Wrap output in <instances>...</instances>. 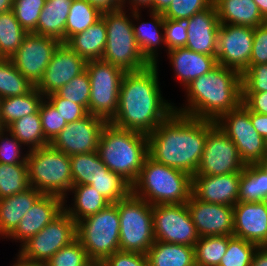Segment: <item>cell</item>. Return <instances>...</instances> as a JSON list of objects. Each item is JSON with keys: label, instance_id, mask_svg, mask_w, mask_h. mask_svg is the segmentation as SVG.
Returning <instances> with one entry per match:
<instances>
[{"label": "cell", "instance_id": "cell-1", "mask_svg": "<svg viewBox=\"0 0 267 266\" xmlns=\"http://www.w3.org/2000/svg\"><path fill=\"white\" fill-rule=\"evenodd\" d=\"M161 92L157 64L126 72L119 90L118 109L109 123L149 135L174 112V105Z\"/></svg>", "mask_w": 267, "mask_h": 266}, {"label": "cell", "instance_id": "cell-2", "mask_svg": "<svg viewBox=\"0 0 267 266\" xmlns=\"http://www.w3.org/2000/svg\"><path fill=\"white\" fill-rule=\"evenodd\" d=\"M215 121L173 112L148 137V156L154 161L196 174L208 132Z\"/></svg>", "mask_w": 267, "mask_h": 266}, {"label": "cell", "instance_id": "cell-3", "mask_svg": "<svg viewBox=\"0 0 267 266\" xmlns=\"http://www.w3.org/2000/svg\"><path fill=\"white\" fill-rule=\"evenodd\" d=\"M185 89L187 104L184 108L174 106V112L186 116L216 122L242 104L241 74L220 64L191 81Z\"/></svg>", "mask_w": 267, "mask_h": 266}, {"label": "cell", "instance_id": "cell-4", "mask_svg": "<svg viewBox=\"0 0 267 266\" xmlns=\"http://www.w3.org/2000/svg\"><path fill=\"white\" fill-rule=\"evenodd\" d=\"M97 153L109 170L132 185L148 156V137L107 123L102 130Z\"/></svg>", "mask_w": 267, "mask_h": 266}, {"label": "cell", "instance_id": "cell-5", "mask_svg": "<svg viewBox=\"0 0 267 266\" xmlns=\"http://www.w3.org/2000/svg\"><path fill=\"white\" fill-rule=\"evenodd\" d=\"M132 194L151 205L186 203L192 195V176L147 156Z\"/></svg>", "mask_w": 267, "mask_h": 266}, {"label": "cell", "instance_id": "cell-6", "mask_svg": "<svg viewBox=\"0 0 267 266\" xmlns=\"http://www.w3.org/2000/svg\"><path fill=\"white\" fill-rule=\"evenodd\" d=\"M125 14V9L122 8L102 13L107 40L101 60L125 72H134L145 69L151 63L137 45L133 32V20Z\"/></svg>", "mask_w": 267, "mask_h": 266}, {"label": "cell", "instance_id": "cell-7", "mask_svg": "<svg viewBox=\"0 0 267 266\" xmlns=\"http://www.w3.org/2000/svg\"><path fill=\"white\" fill-rule=\"evenodd\" d=\"M27 167L29 183L42 194L66 197L73 186L70 156L51 144L28 151Z\"/></svg>", "mask_w": 267, "mask_h": 266}, {"label": "cell", "instance_id": "cell-8", "mask_svg": "<svg viewBox=\"0 0 267 266\" xmlns=\"http://www.w3.org/2000/svg\"><path fill=\"white\" fill-rule=\"evenodd\" d=\"M118 202L76 223V237L92 262H103L120 250Z\"/></svg>", "mask_w": 267, "mask_h": 266}, {"label": "cell", "instance_id": "cell-9", "mask_svg": "<svg viewBox=\"0 0 267 266\" xmlns=\"http://www.w3.org/2000/svg\"><path fill=\"white\" fill-rule=\"evenodd\" d=\"M121 251L146 254L155 241L152 205L132 193L118 201Z\"/></svg>", "mask_w": 267, "mask_h": 266}, {"label": "cell", "instance_id": "cell-10", "mask_svg": "<svg viewBox=\"0 0 267 266\" xmlns=\"http://www.w3.org/2000/svg\"><path fill=\"white\" fill-rule=\"evenodd\" d=\"M91 93L89 113L108 123L115 116L119 104V90L125 71L102 60L86 63Z\"/></svg>", "mask_w": 267, "mask_h": 266}, {"label": "cell", "instance_id": "cell-11", "mask_svg": "<svg viewBox=\"0 0 267 266\" xmlns=\"http://www.w3.org/2000/svg\"><path fill=\"white\" fill-rule=\"evenodd\" d=\"M76 222L64 210L40 232L26 241L18 254L26 261L45 264L76 237Z\"/></svg>", "mask_w": 267, "mask_h": 266}, {"label": "cell", "instance_id": "cell-12", "mask_svg": "<svg viewBox=\"0 0 267 266\" xmlns=\"http://www.w3.org/2000/svg\"><path fill=\"white\" fill-rule=\"evenodd\" d=\"M216 124L236 145L246 165L258 164L265 158L266 140L255 130L250 119V110L243 103L223 114Z\"/></svg>", "mask_w": 267, "mask_h": 266}, {"label": "cell", "instance_id": "cell-13", "mask_svg": "<svg viewBox=\"0 0 267 266\" xmlns=\"http://www.w3.org/2000/svg\"><path fill=\"white\" fill-rule=\"evenodd\" d=\"M155 240L194 246L199 240L186 203L152 205Z\"/></svg>", "mask_w": 267, "mask_h": 266}, {"label": "cell", "instance_id": "cell-14", "mask_svg": "<svg viewBox=\"0 0 267 266\" xmlns=\"http://www.w3.org/2000/svg\"><path fill=\"white\" fill-rule=\"evenodd\" d=\"M245 166L236 145L216 124L208 132L195 175L241 173Z\"/></svg>", "mask_w": 267, "mask_h": 266}, {"label": "cell", "instance_id": "cell-15", "mask_svg": "<svg viewBox=\"0 0 267 266\" xmlns=\"http://www.w3.org/2000/svg\"><path fill=\"white\" fill-rule=\"evenodd\" d=\"M60 43L58 39L49 36L27 33L11 60L18 71L36 87Z\"/></svg>", "mask_w": 267, "mask_h": 266}, {"label": "cell", "instance_id": "cell-16", "mask_svg": "<svg viewBox=\"0 0 267 266\" xmlns=\"http://www.w3.org/2000/svg\"><path fill=\"white\" fill-rule=\"evenodd\" d=\"M254 28L220 24L217 34V64L236 70L241 75L248 69Z\"/></svg>", "mask_w": 267, "mask_h": 266}, {"label": "cell", "instance_id": "cell-17", "mask_svg": "<svg viewBox=\"0 0 267 266\" xmlns=\"http://www.w3.org/2000/svg\"><path fill=\"white\" fill-rule=\"evenodd\" d=\"M107 123L105 119L89 113L80 120L68 123L50 144L68 156L96 152Z\"/></svg>", "mask_w": 267, "mask_h": 266}, {"label": "cell", "instance_id": "cell-18", "mask_svg": "<svg viewBox=\"0 0 267 266\" xmlns=\"http://www.w3.org/2000/svg\"><path fill=\"white\" fill-rule=\"evenodd\" d=\"M87 61L80 57L67 44L61 42L35 87L44 97L56 93L74 77L86 70Z\"/></svg>", "mask_w": 267, "mask_h": 266}, {"label": "cell", "instance_id": "cell-19", "mask_svg": "<svg viewBox=\"0 0 267 266\" xmlns=\"http://www.w3.org/2000/svg\"><path fill=\"white\" fill-rule=\"evenodd\" d=\"M186 205L199 237L233 235V206L204 202L193 195Z\"/></svg>", "mask_w": 267, "mask_h": 266}, {"label": "cell", "instance_id": "cell-20", "mask_svg": "<svg viewBox=\"0 0 267 266\" xmlns=\"http://www.w3.org/2000/svg\"><path fill=\"white\" fill-rule=\"evenodd\" d=\"M240 175H193L192 195L204 202L234 206L238 203Z\"/></svg>", "mask_w": 267, "mask_h": 266}, {"label": "cell", "instance_id": "cell-21", "mask_svg": "<svg viewBox=\"0 0 267 266\" xmlns=\"http://www.w3.org/2000/svg\"><path fill=\"white\" fill-rule=\"evenodd\" d=\"M63 207L64 199L62 197L42 194L24 214L18 227L8 239L19 240L21 243L20 246H22L55 219L64 210Z\"/></svg>", "mask_w": 267, "mask_h": 266}, {"label": "cell", "instance_id": "cell-22", "mask_svg": "<svg viewBox=\"0 0 267 266\" xmlns=\"http://www.w3.org/2000/svg\"><path fill=\"white\" fill-rule=\"evenodd\" d=\"M233 236L261 247L267 240V206L264 202H238L233 206Z\"/></svg>", "mask_w": 267, "mask_h": 266}, {"label": "cell", "instance_id": "cell-23", "mask_svg": "<svg viewBox=\"0 0 267 266\" xmlns=\"http://www.w3.org/2000/svg\"><path fill=\"white\" fill-rule=\"evenodd\" d=\"M220 27L215 5L189 18L186 48L191 51L216 56L217 34Z\"/></svg>", "mask_w": 267, "mask_h": 266}, {"label": "cell", "instance_id": "cell-24", "mask_svg": "<svg viewBox=\"0 0 267 266\" xmlns=\"http://www.w3.org/2000/svg\"><path fill=\"white\" fill-rule=\"evenodd\" d=\"M170 63L176 79L184 88L197 77L207 74L217 65L216 56L191 51L186 47H178L168 51Z\"/></svg>", "mask_w": 267, "mask_h": 266}, {"label": "cell", "instance_id": "cell-25", "mask_svg": "<svg viewBox=\"0 0 267 266\" xmlns=\"http://www.w3.org/2000/svg\"><path fill=\"white\" fill-rule=\"evenodd\" d=\"M42 193L35 188L0 199V237L8 238Z\"/></svg>", "mask_w": 267, "mask_h": 266}, {"label": "cell", "instance_id": "cell-26", "mask_svg": "<svg viewBox=\"0 0 267 266\" xmlns=\"http://www.w3.org/2000/svg\"><path fill=\"white\" fill-rule=\"evenodd\" d=\"M220 24L256 28L267 21L253 0H213Z\"/></svg>", "mask_w": 267, "mask_h": 266}, {"label": "cell", "instance_id": "cell-27", "mask_svg": "<svg viewBox=\"0 0 267 266\" xmlns=\"http://www.w3.org/2000/svg\"><path fill=\"white\" fill-rule=\"evenodd\" d=\"M107 40L103 18L83 32L71 36L65 44L86 61L101 60Z\"/></svg>", "mask_w": 267, "mask_h": 266}, {"label": "cell", "instance_id": "cell-28", "mask_svg": "<svg viewBox=\"0 0 267 266\" xmlns=\"http://www.w3.org/2000/svg\"><path fill=\"white\" fill-rule=\"evenodd\" d=\"M73 0H46L36 27V34L65 43V25Z\"/></svg>", "mask_w": 267, "mask_h": 266}, {"label": "cell", "instance_id": "cell-29", "mask_svg": "<svg viewBox=\"0 0 267 266\" xmlns=\"http://www.w3.org/2000/svg\"><path fill=\"white\" fill-rule=\"evenodd\" d=\"M151 22H143L140 25H133V32L137 45L144 57L151 63H158L157 48L163 43L165 45L164 17L162 13L150 12ZM158 46V47H157Z\"/></svg>", "mask_w": 267, "mask_h": 266}, {"label": "cell", "instance_id": "cell-30", "mask_svg": "<svg viewBox=\"0 0 267 266\" xmlns=\"http://www.w3.org/2000/svg\"><path fill=\"white\" fill-rule=\"evenodd\" d=\"M146 256L149 266H196L194 246L155 240Z\"/></svg>", "mask_w": 267, "mask_h": 266}, {"label": "cell", "instance_id": "cell-31", "mask_svg": "<svg viewBox=\"0 0 267 266\" xmlns=\"http://www.w3.org/2000/svg\"><path fill=\"white\" fill-rule=\"evenodd\" d=\"M44 98L43 94L33 87L25 95L0 99V121L3 128L6 129L24 116L37 113Z\"/></svg>", "mask_w": 267, "mask_h": 266}, {"label": "cell", "instance_id": "cell-32", "mask_svg": "<svg viewBox=\"0 0 267 266\" xmlns=\"http://www.w3.org/2000/svg\"><path fill=\"white\" fill-rule=\"evenodd\" d=\"M70 192L74 193L73 207H70V205L67 206V204L64 202L63 208L64 211L70 215L76 223L88 216L96 214L101 209H104L111 204L90 185H73L70 189Z\"/></svg>", "mask_w": 267, "mask_h": 266}, {"label": "cell", "instance_id": "cell-33", "mask_svg": "<svg viewBox=\"0 0 267 266\" xmlns=\"http://www.w3.org/2000/svg\"><path fill=\"white\" fill-rule=\"evenodd\" d=\"M267 195V172L259 164H247L241 171L238 202H263Z\"/></svg>", "mask_w": 267, "mask_h": 266}, {"label": "cell", "instance_id": "cell-34", "mask_svg": "<svg viewBox=\"0 0 267 266\" xmlns=\"http://www.w3.org/2000/svg\"><path fill=\"white\" fill-rule=\"evenodd\" d=\"M21 144L29 146L28 151L47 146L50 143L45 139L39 111L24 116L6 128Z\"/></svg>", "mask_w": 267, "mask_h": 266}, {"label": "cell", "instance_id": "cell-35", "mask_svg": "<svg viewBox=\"0 0 267 266\" xmlns=\"http://www.w3.org/2000/svg\"><path fill=\"white\" fill-rule=\"evenodd\" d=\"M70 164L73 185H91L95 178L109 171L97 151L71 155Z\"/></svg>", "mask_w": 267, "mask_h": 266}, {"label": "cell", "instance_id": "cell-36", "mask_svg": "<svg viewBox=\"0 0 267 266\" xmlns=\"http://www.w3.org/2000/svg\"><path fill=\"white\" fill-rule=\"evenodd\" d=\"M102 11L87 0H73L65 25V42L102 18Z\"/></svg>", "mask_w": 267, "mask_h": 266}, {"label": "cell", "instance_id": "cell-37", "mask_svg": "<svg viewBox=\"0 0 267 266\" xmlns=\"http://www.w3.org/2000/svg\"><path fill=\"white\" fill-rule=\"evenodd\" d=\"M27 33L19 24L13 10L0 13V56L11 58Z\"/></svg>", "mask_w": 267, "mask_h": 266}, {"label": "cell", "instance_id": "cell-38", "mask_svg": "<svg viewBox=\"0 0 267 266\" xmlns=\"http://www.w3.org/2000/svg\"><path fill=\"white\" fill-rule=\"evenodd\" d=\"M33 85L14 66L11 58L0 59V99L27 94Z\"/></svg>", "mask_w": 267, "mask_h": 266}, {"label": "cell", "instance_id": "cell-39", "mask_svg": "<svg viewBox=\"0 0 267 266\" xmlns=\"http://www.w3.org/2000/svg\"><path fill=\"white\" fill-rule=\"evenodd\" d=\"M228 245V235L200 237L194 245L196 266H219Z\"/></svg>", "mask_w": 267, "mask_h": 266}, {"label": "cell", "instance_id": "cell-40", "mask_svg": "<svg viewBox=\"0 0 267 266\" xmlns=\"http://www.w3.org/2000/svg\"><path fill=\"white\" fill-rule=\"evenodd\" d=\"M27 164L0 163V199L29 189Z\"/></svg>", "mask_w": 267, "mask_h": 266}, {"label": "cell", "instance_id": "cell-41", "mask_svg": "<svg viewBox=\"0 0 267 266\" xmlns=\"http://www.w3.org/2000/svg\"><path fill=\"white\" fill-rule=\"evenodd\" d=\"M90 186L110 203H117L132 193V185L111 170L95 178Z\"/></svg>", "mask_w": 267, "mask_h": 266}, {"label": "cell", "instance_id": "cell-42", "mask_svg": "<svg viewBox=\"0 0 267 266\" xmlns=\"http://www.w3.org/2000/svg\"><path fill=\"white\" fill-rule=\"evenodd\" d=\"M258 245L242 238L228 235V245L219 266H251Z\"/></svg>", "mask_w": 267, "mask_h": 266}, {"label": "cell", "instance_id": "cell-43", "mask_svg": "<svg viewBox=\"0 0 267 266\" xmlns=\"http://www.w3.org/2000/svg\"><path fill=\"white\" fill-rule=\"evenodd\" d=\"M92 261L81 242L76 238L70 244L59 249L45 266H88Z\"/></svg>", "mask_w": 267, "mask_h": 266}, {"label": "cell", "instance_id": "cell-44", "mask_svg": "<svg viewBox=\"0 0 267 266\" xmlns=\"http://www.w3.org/2000/svg\"><path fill=\"white\" fill-rule=\"evenodd\" d=\"M90 93V80L86 70L80 75L74 77L70 82L56 92V94L61 98L83 105L88 112Z\"/></svg>", "mask_w": 267, "mask_h": 266}, {"label": "cell", "instance_id": "cell-45", "mask_svg": "<svg viewBox=\"0 0 267 266\" xmlns=\"http://www.w3.org/2000/svg\"><path fill=\"white\" fill-rule=\"evenodd\" d=\"M46 0H14L13 12L19 24L28 32H36L40 12Z\"/></svg>", "mask_w": 267, "mask_h": 266}, {"label": "cell", "instance_id": "cell-46", "mask_svg": "<svg viewBox=\"0 0 267 266\" xmlns=\"http://www.w3.org/2000/svg\"><path fill=\"white\" fill-rule=\"evenodd\" d=\"M39 114L45 139L51 143L66 127L67 123L55 107L46 98L42 101Z\"/></svg>", "mask_w": 267, "mask_h": 266}, {"label": "cell", "instance_id": "cell-47", "mask_svg": "<svg viewBox=\"0 0 267 266\" xmlns=\"http://www.w3.org/2000/svg\"><path fill=\"white\" fill-rule=\"evenodd\" d=\"M212 4L213 0H172L170 6L163 13V17L172 20L189 19Z\"/></svg>", "mask_w": 267, "mask_h": 266}, {"label": "cell", "instance_id": "cell-48", "mask_svg": "<svg viewBox=\"0 0 267 266\" xmlns=\"http://www.w3.org/2000/svg\"><path fill=\"white\" fill-rule=\"evenodd\" d=\"M7 132L9 134V138L7 137ZM21 147L22 144L20 141L7 129L4 128L0 130V163L27 164L28 151L22 156L23 153Z\"/></svg>", "mask_w": 267, "mask_h": 266}, {"label": "cell", "instance_id": "cell-49", "mask_svg": "<svg viewBox=\"0 0 267 266\" xmlns=\"http://www.w3.org/2000/svg\"><path fill=\"white\" fill-rule=\"evenodd\" d=\"M189 26V19L183 18L178 20L164 19L165 47L167 51L185 47L188 39L187 28Z\"/></svg>", "mask_w": 267, "mask_h": 266}, {"label": "cell", "instance_id": "cell-50", "mask_svg": "<svg viewBox=\"0 0 267 266\" xmlns=\"http://www.w3.org/2000/svg\"><path fill=\"white\" fill-rule=\"evenodd\" d=\"M241 80L242 93L267 92V64L249 65Z\"/></svg>", "mask_w": 267, "mask_h": 266}, {"label": "cell", "instance_id": "cell-51", "mask_svg": "<svg viewBox=\"0 0 267 266\" xmlns=\"http://www.w3.org/2000/svg\"><path fill=\"white\" fill-rule=\"evenodd\" d=\"M45 98L55 107L67 124L80 120L89 114L83 105L70 102L59 97L56 93L49 94Z\"/></svg>", "mask_w": 267, "mask_h": 266}, {"label": "cell", "instance_id": "cell-52", "mask_svg": "<svg viewBox=\"0 0 267 266\" xmlns=\"http://www.w3.org/2000/svg\"><path fill=\"white\" fill-rule=\"evenodd\" d=\"M267 64V22L254 28L249 65Z\"/></svg>", "mask_w": 267, "mask_h": 266}, {"label": "cell", "instance_id": "cell-53", "mask_svg": "<svg viewBox=\"0 0 267 266\" xmlns=\"http://www.w3.org/2000/svg\"><path fill=\"white\" fill-rule=\"evenodd\" d=\"M102 263L105 266H149L146 254L121 250L114 252Z\"/></svg>", "mask_w": 267, "mask_h": 266}, {"label": "cell", "instance_id": "cell-54", "mask_svg": "<svg viewBox=\"0 0 267 266\" xmlns=\"http://www.w3.org/2000/svg\"><path fill=\"white\" fill-rule=\"evenodd\" d=\"M242 103L251 112L267 115V92L242 93Z\"/></svg>", "mask_w": 267, "mask_h": 266}, {"label": "cell", "instance_id": "cell-55", "mask_svg": "<svg viewBox=\"0 0 267 266\" xmlns=\"http://www.w3.org/2000/svg\"><path fill=\"white\" fill-rule=\"evenodd\" d=\"M129 1V5L130 9H132V12H130L132 15L131 17L133 18V20L135 19L136 22L137 20L139 21L141 17V13L139 10L141 8H143L142 6H144L145 8H150L149 11L152 12V0H128ZM126 3L128 4L127 0H122V9L126 8L125 5ZM133 7V8H132ZM140 7V8H139Z\"/></svg>", "mask_w": 267, "mask_h": 266}, {"label": "cell", "instance_id": "cell-56", "mask_svg": "<svg viewBox=\"0 0 267 266\" xmlns=\"http://www.w3.org/2000/svg\"><path fill=\"white\" fill-rule=\"evenodd\" d=\"M250 119L255 130L263 137L267 139V115L259 114L250 111Z\"/></svg>", "mask_w": 267, "mask_h": 266}, {"label": "cell", "instance_id": "cell-57", "mask_svg": "<svg viewBox=\"0 0 267 266\" xmlns=\"http://www.w3.org/2000/svg\"><path fill=\"white\" fill-rule=\"evenodd\" d=\"M102 12L122 8V0H87Z\"/></svg>", "mask_w": 267, "mask_h": 266}, {"label": "cell", "instance_id": "cell-58", "mask_svg": "<svg viewBox=\"0 0 267 266\" xmlns=\"http://www.w3.org/2000/svg\"><path fill=\"white\" fill-rule=\"evenodd\" d=\"M251 266H267V250L259 247L253 256Z\"/></svg>", "mask_w": 267, "mask_h": 266}, {"label": "cell", "instance_id": "cell-59", "mask_svg": "<svg viewBox=\"0 0 267 266\" xmlns=\"http://www.w3.org/2000/svg\"><path fill=\"white\" fill-rule=\"evenodd\" d=\"M172 0H152V12L164 13L170 6Z\"/></svg>", "mask_w": 267, "mask_h": 266}, {"label": "cell", "instance_id": "cell-60", "mask_svg": "<svg viewBox=\"0 0 267 266\" xmlns=\"http://www.w3.org/2000/svg\"><path fill=\"white\" fill-rule=\"evenodd\" d=\"M17 256L18 258L12 266H45V264L42 263L26 261L19 254Z\"/></svg>", "mask_w": 267, "mask_h": 266}, {"label": "cell", "instance_id": "cell-61", "mask_svg": "<svg viewBox=\"0 0 267 266\" xmlns=\"http://www.w3.org/2000/svg\"><path fill=\"white\" fill-rule=\"evenodd\" d=\"M253 1L258 6V9L263 18L267 21V0H253Z\"/></svg>", "mask_w": 267, "mask_h": 266}, {"label": "cell", "instance_id": "cell-62", "mask_svg": "<svg viewBox=\"0 0 267 266\" xmlns=\"http://www.w3.org/2000/svg\"><path fill=\"white\" fill-rule=\"evenodd\" d=\"M14 0H0V13L13 9Z\"/></svg>", "mask_w": 267, "mask_h": 266}, {"label": "cell", "instance_id": "cell-63", "mask_svg": "<svg viewBox=\"0 0 267 266\" xmlns=\"http://www.w3.org/2000/svg\"><path fill=\"white\" fill-rule=\"evenodd\" d=\"M258 164L267 172V157L263 158Z\"/></svg>", "mask_w": 267, "mask_h": 266}, {"label": "cell", "instance_id": "cell-64", "mask_svg": "<svg viewBox=\"0 0 267 266\" xmlns=\"http://www.w3.org/2000/svg\"><path fill=\"white\" fill-rule=\"evenodd\" d=\"M88 266H105L102 262H91Z\"/></svg>", "mask_w": 267, "mask_h": 266}, {"label": "cell", "instance_id": "cell-65", "mask_svg": "<svg viewBox=\"0 0 267 266\" xmlns=\"http://www.w3.org/2000/svg\"><path fill=\"white\" fill-rule=\"evenodd\" d=\"M261 248L267 250V240H266V242L261 246Z\"/></svg>", "mask_w": 267, "mask_h": 266}, {"label": "cell", "instance_id": "cell-66", "mask_svg": "<svg viewBox=\"0 0 267 266\" xmlns=\"http://www.w3.org/2000/svg\"><path fill=\"white\" fill-rule=\"evenodd\" d=\"M265 157H267V139H266V145H265Z\"/></svg>", "mask_w": 267, "mask_h": 266}, {"label": "cell", "instance_id": "cell-67", "mask_svg": "<svg viewBox=\"0 0 267 266\" xmlns=\"http://www.w3.org/2000/svg\"><path fill=\"white\" fill-rule=\"evenodd\" d=\"M263 202L265 203V205L267 206V195L265 196Z\"/></svg>", "mask_w": 267, "mask_h": 266}, {"label": "cell", "instance_id": "cell-68", "mask_svg": "<svg viewBox=\"0 0 267 266\" xmlns=\"http://www.w3.org/2000/svg\"><path fill=\"white\" fill-rule=\"evenodd\" d=\"M1 129H4V128H3V125H2V123H1V121H0V130H1Z\"/></svg>", "mask_w": 267, "mask_h": 266}]
</instances>
